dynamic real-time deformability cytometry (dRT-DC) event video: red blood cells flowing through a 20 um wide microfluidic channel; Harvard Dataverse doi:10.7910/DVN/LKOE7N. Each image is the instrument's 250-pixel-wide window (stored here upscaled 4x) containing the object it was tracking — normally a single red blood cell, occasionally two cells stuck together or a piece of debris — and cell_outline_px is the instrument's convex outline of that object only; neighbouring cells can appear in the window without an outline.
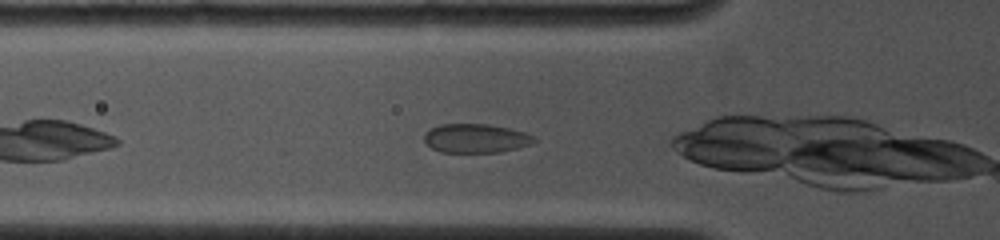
{"species": "common noctule bat (a hibernating species)", "species_latin": "Nyctalus noctula", "temperature_condition": "cold", "stored_images_in_passage": 5, "camera_frame_rate_fps": 4000, "um_per_image_px": 0.085, "animal": {"sex": "female", "body_mass_g": 19.0, "forearm_length_mm": 53.3}, "frame": {"image": 1, "passage_image": 5, "time_ms": 2.25, "image_size_px": [1000, 240], "cell_outline_px": [[536, 140], [532, 144], [500, 152], [440, 152], [424, 144], [424, 132], [428, 128], [440, 124], [488, 124], [508, 128], [524, 132], [536, 136]], "centroid_in_image_um": [40.4, 11.75], "position_along_channel_um": 85.4, "area_um2": 18.79}}